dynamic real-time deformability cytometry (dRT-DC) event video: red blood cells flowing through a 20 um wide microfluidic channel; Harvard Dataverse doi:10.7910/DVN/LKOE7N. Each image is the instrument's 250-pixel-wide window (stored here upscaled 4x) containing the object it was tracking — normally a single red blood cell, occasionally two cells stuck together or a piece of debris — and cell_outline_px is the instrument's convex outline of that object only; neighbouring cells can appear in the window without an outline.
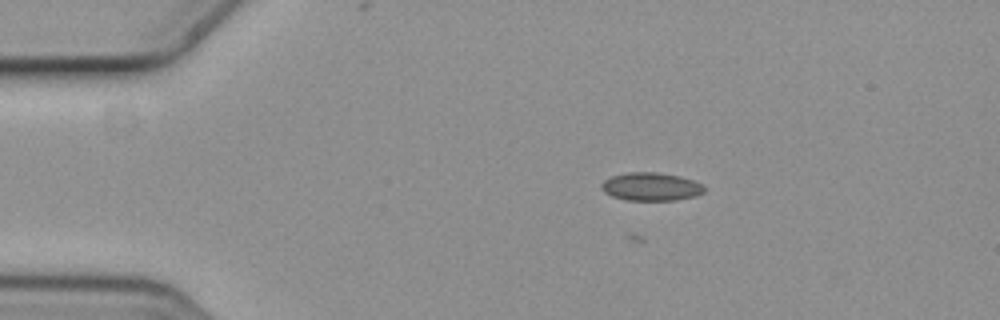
{"species": "common noctule bat (a hibernating species)", "species_latin": "Nyctalus noctula", "temperature_condition": "cold", "stored_images_in_passage": 6, "camera_frame_rate_fps": 3000, "um_per_image_px": 0.085, "animal": {"sex": "female", "body_mass_g": 19.3, "forearm_length_mm": 54.1}, "frame": {"image": 1, "passage_image": 4, "time_ms": 1.0, "image_size_px": [1000, 320], "cell_outline_px": [[708, 188], [704, 192], [696, 196], [676, 200], [628, 200], [612, 196], [604, 192], [600, 188], [600, 184], [604, 180], [612, 176], [628, 172], [656, 172], [680, 176], [696, 180], [704, 184]], "centroid_in_image_um": [55.39, 15.86], "position_along_channel_um": 29.6, "area_um2": 17.17}}
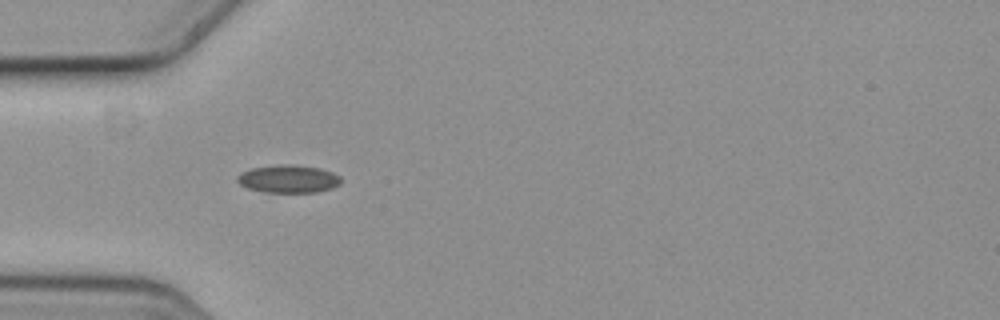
{"frame": {"image": 2, "passage_image": 6, "time_ms": 1.667, "image_size_px": [1000, 320], "cell_outline_px": [[340, 184], [332, 188], [316, 192], [264, 192], [248, 188], [240, 184], [236, 180], [236, 176], [252, 168], [280, 164], [292, 164], [320, 168], [332, 172], [340, 176]], "centroid_in_image_um": [24.52, 15.2], "position_along_channel_um": 60.5, "area_um2": 16.76}}